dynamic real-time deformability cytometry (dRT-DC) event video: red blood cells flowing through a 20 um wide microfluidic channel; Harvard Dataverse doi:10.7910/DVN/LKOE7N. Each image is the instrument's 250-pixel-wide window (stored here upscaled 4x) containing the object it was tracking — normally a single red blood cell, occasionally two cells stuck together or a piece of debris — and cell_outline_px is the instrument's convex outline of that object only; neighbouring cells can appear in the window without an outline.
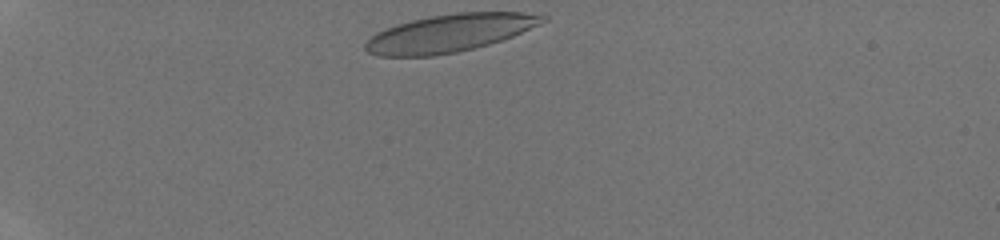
{"species": "human", "species_latin": "Homo sapiens", "temperature_condition": "room temperature", "stored_images_in_passage": 28, "camera_frame_rate_fps": 3000, "um_per_image_px": 0.085, "donor": {"sex": "male"}, "frame": {"image": 1, "passage_image": 1, "time_ms": 0.0, "image_size_px": [1000, 240], "cell_outline_px": [[548, 20], [540, 24], [512, 36], [488, 44], [456, 52], [432, 56], [380, 56], [368, 52], [364, 48], [364, 44], [376, 32], [384, 28], [396, 24], [428, 16], [456, 12], [524, 12], [548, 16]], "centroid_in_image_um": [38.2, 2.8], "position_along_channel_um": 46.8, "area_um2": 38.84}}
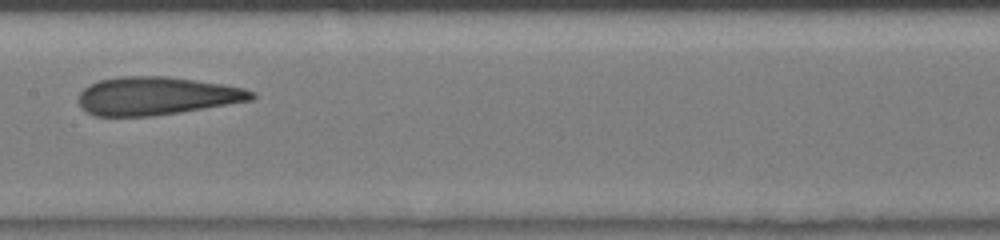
{"frame": {"image": 2, "passage_image": 14, "time_ms": 4.333, "image_size_px": [1000, 240], "cell_outline_px": [[256, 96], [252, 100], [180, 112], [152, 116], [96, 116], [80, 108], [80, 92], [84, 88], [100, 80], [120, 76], [168, 76], [224, 84], [244, 88], [256, 92]], "centroid_in_image_um": [13.33, 8.15], "position_along_channel_um": 194.1, "area_um2": 38.38}}
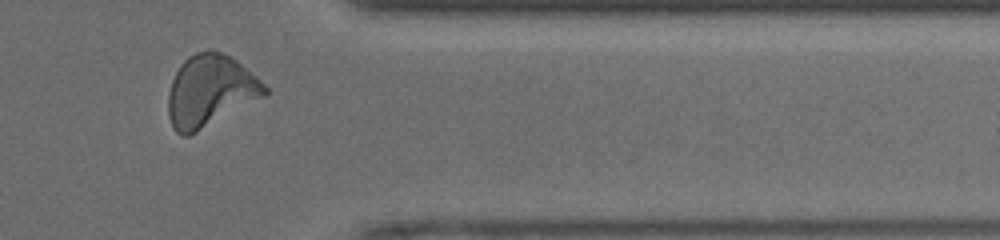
{"frame": {"image": 3, "passage_image": 26, "time_ms": 8.333, "image_size_px": [1000, 240], "cell_outline_px": [[268, 96], [188, 136], [180, 136], [172, 128], [168, 116], [168, 96], [172, 80], [180, 64], [188, 56], [196, 52], [220, 52], [236, 60], [260, 80], [268, 88]], "centroid_in_image_um": [17.87, 7.77], "position_along_channel_um": 393.5, "area_um2": 40.29}}